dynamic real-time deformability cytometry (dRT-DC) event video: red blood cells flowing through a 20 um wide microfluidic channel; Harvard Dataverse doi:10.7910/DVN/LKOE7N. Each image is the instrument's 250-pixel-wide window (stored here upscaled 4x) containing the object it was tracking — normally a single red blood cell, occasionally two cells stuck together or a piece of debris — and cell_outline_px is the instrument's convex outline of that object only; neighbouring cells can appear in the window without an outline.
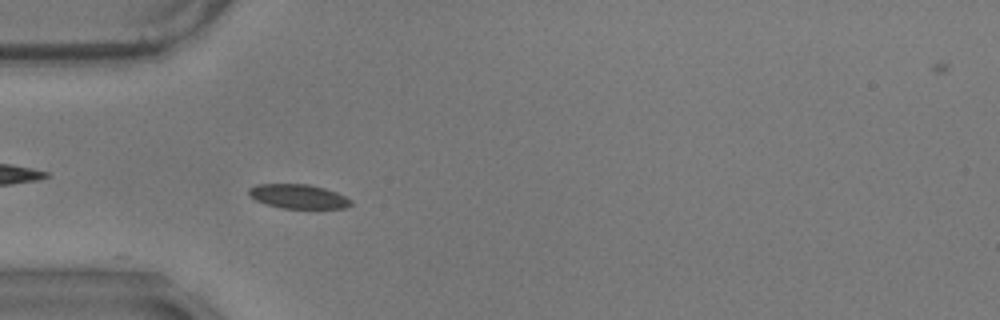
{"species": "common noctule bat (a hibernating species)", "species_latin": "Nyctalus noctula", "temperature_condition": "warm", "stored_images_in_passage": 42, "camera_frame_rate_fps": 3000, "um_per_image_px": 0.085, "animal": {"sex": "male", "body_mass_g": 17.9}, "frame": {"image": 1, "passage_image": 1, "time_ms": 0.0, "image_size_px": [1000, 320], "cell_outline_px": [[352, 204], [344, 208], [280, 208], [264, 204], [248, 196], [248, 188], [256, 184], [308, 184], [324, 188], [336, 192], [352, 200]], "centroid_in_image_um": [25.3, 16.69], "position_along_channel_um": 59.7, "area_um2": 14.51}}
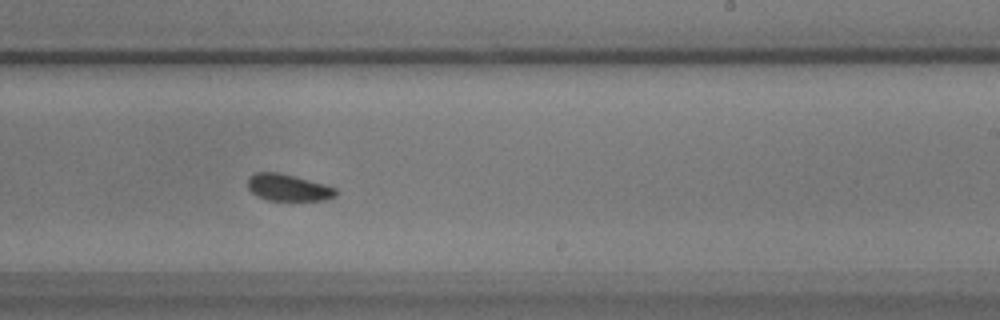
{"frame": {"image": 2, "passage_image": 19, "time_ms": 6.0, "image_size_px": [1000, 320], "cell_outline_px": [[336, 196], [324, 200], [268, 200], [256, 196], [248, 188], [248, 176], [256, 172], [280, 172], [324, 184], [336, 188]], "centroid_in_image_um": [24.47, 15.93], "position_along_channel_um": 264.5, "area_um2": 13.76}}
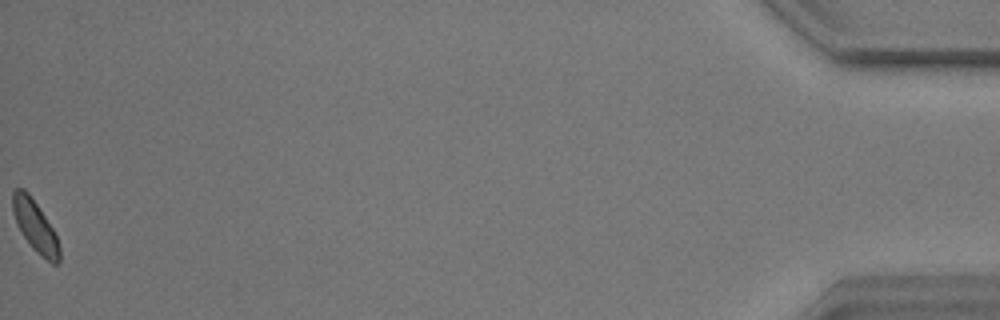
{"frame": {"image": 3, "passage_image": 42, "time_ms": 13.667, "image_size_px": [1000, 320], "cell_outline_px": [[60, 260], [56, 264], [52, 264], [36, 252], [32, 248], [16, 224], [12, 212], [12, 192], [16, 188], [24, 188], [28, 192], [52, 228], [56, 236], [60, 248]], "centroid_in_image_um": [2.96, 19.22], "position_along_channel_um": 432.2, "area_um2": 13.87}, "authors_computed_cell_mechanics": {"area_um2": 14.4211, "velocity_mm_per_s": 3.458, "shape_relaxation_time_tau1_ms": 1.699, "shape_relaxation_time_tau2_ms": 3.0937, "deformation_change_tau1": 0.0592, "deformation_change_tau2": 0.051}}